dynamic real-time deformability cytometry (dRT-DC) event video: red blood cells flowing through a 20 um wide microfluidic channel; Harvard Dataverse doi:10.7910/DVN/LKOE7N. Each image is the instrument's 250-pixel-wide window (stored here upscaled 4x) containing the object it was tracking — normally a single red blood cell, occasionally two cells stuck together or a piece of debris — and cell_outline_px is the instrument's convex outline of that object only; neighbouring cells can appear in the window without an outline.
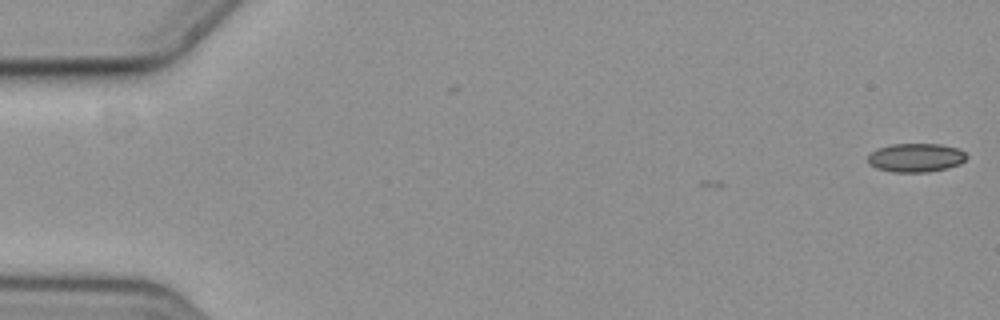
{"species": "common noctule bat (a hibernating species)", "species_latin": "Nyctalus noctula", "temperature_condition": "cold", "stored_images_in_passage": 8, "camera_frame_rate_fps": 3000, "um_per_image_px": 0.085, "animal": {"sex": "female", "body_mass_g": 19.3, "forearm_length_mm": 54.1}, "frame": {"image": 1, "passage_image": 1, "time_ms": 0.0, "image_size_px": [1000, 320], "cell_outline_px": [[968, 156], [960, 164], [948, 168], [928, 172], [892, 172], [876, 168], [868, 164], [868, 152], [876, 148], [892, 144], [940, 144], [960, 148]], "centroid_in_image_um": [77.82, 13.4], "position_along_channel_um": 7.2, "area_um2": 16.82}}